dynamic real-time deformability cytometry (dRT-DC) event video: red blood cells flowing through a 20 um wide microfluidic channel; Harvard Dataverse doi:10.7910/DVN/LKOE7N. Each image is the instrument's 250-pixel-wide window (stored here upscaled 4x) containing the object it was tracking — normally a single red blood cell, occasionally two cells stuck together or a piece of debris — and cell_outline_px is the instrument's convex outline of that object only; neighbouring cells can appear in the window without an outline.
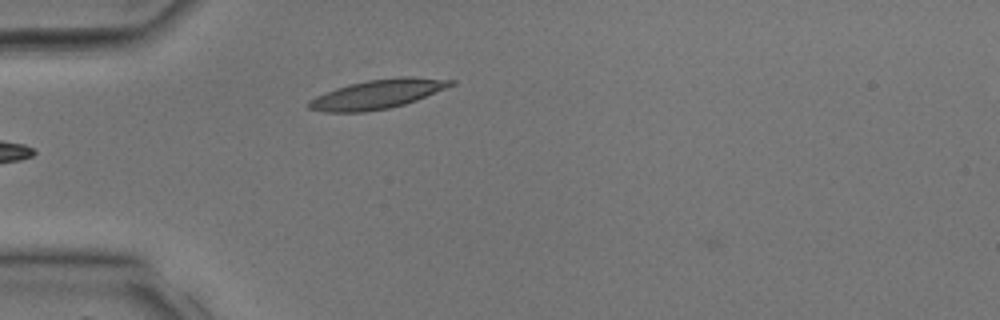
{"species": "common noctule bat (a hibernating species)", "species_latin": "Nyctalus noctula", "temperature_condition": "room temperature", "stored_images_in_passage": 3, "camera_frame_rate_fps": 3000, "um_per_image_px": 0.085, "animal": {"sex": "male", "body_mass_g": 17.9, "forearm_length_mm": 54.2}, "frame": {"image": 1, "passage_image": 2, "time_ms": 0.333, "image_size_px": [1000, 320], "cell_outline_px": [[456, 84], [416, 100], [404, 104], [388, 108], [364, 112], [324, 112], [308, 108], [304, 104], [308, 100], [324, 92], [348, 84], [368, 80], [396, 76], [408, 76], [456, 80]], "centroid_in_image_um": [32.05, 7.99], "position_along_channel_um": 52.9, "area_um2": 24.33}}